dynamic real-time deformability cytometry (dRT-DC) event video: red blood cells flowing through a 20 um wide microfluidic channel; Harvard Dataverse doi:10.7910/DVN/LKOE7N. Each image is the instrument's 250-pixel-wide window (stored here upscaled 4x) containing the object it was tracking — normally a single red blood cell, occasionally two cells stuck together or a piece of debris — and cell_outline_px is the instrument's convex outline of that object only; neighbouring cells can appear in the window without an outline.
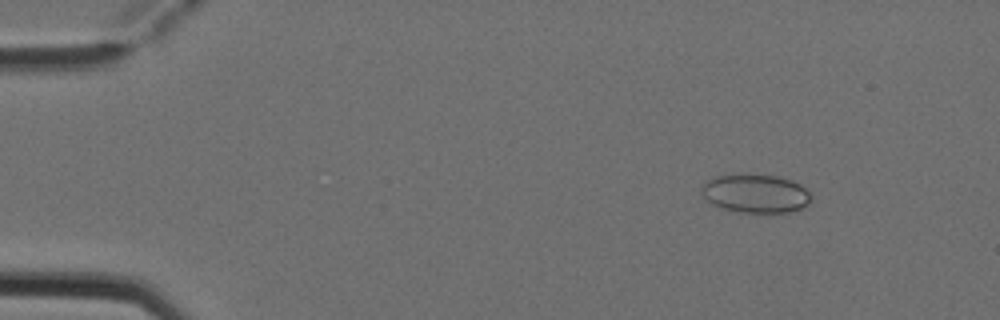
{"species": "Egyptian fruit bat (a non-hibernating species)", "species_latin": "Rousettus aegyptiacus", "temperature_condition": "cold", "stored_images_in_passage": 6, "camera_frame_rate_fps": 3000, "um_per_image_px": 0.085, "animal": {"sex": "female"}, "frame": {"image": 1, "passage_image": 2, "time_ms": 0.333, "image_size_px": [1000, 320], "cell_outline_px": [[812, 200], [808, 204], [792, 212], [736, 212], [720, 208], [712, 204], [704, 196], [700, 188], [700, 184], [712, 176], [740, 172], [780, 176], [800, 184], [812, 196]], "centroid_in_image_um": [64.17, 16.41], "position_along_channel_um": 20.8, "area_um2": 25.37}}
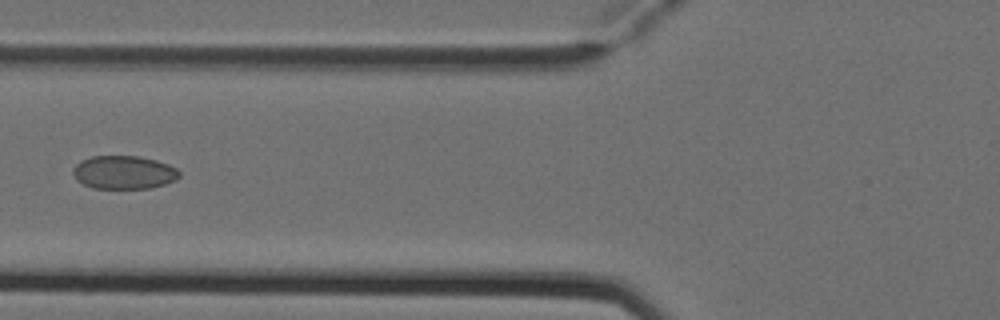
{"frame": {"image": 2, "passage_image": 6, "time_ms": 1.667, "image_size_px": [1000, 320], "cell_outline_px": [[180, 176], [176, 180], [164, 184], [148, 188], [92, 188], [76, 180], [72, 172], [72, 168], [80, 160], [92, 156], [140, 156], [156, 160], [168, 164], [176, 168], [180, 172]], "centroid_in_image_um": [10.51, 14.64], "position_along_channel_um": 115.3, "area_um2": 20.75}}